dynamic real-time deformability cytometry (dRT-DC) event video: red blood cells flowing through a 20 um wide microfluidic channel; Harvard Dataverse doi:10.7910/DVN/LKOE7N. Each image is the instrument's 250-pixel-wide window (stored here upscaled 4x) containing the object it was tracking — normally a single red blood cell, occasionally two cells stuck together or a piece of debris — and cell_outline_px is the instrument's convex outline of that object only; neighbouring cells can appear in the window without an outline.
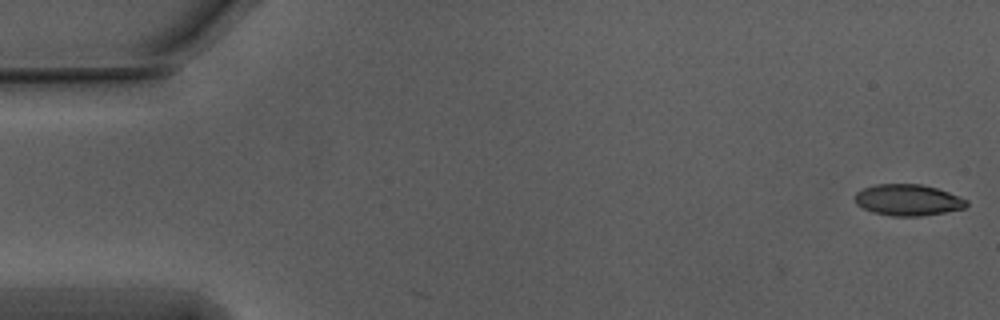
{"species": "Egyptian fruit bat (a non-hibernating species)", "species_latin": "Rousettus aegyptiacus", "temperature_condition": "warm", "stored_images_in_passage": 2, "camera_frame_rate_fps": 3000, "um_per_image_px": 0.085, "animal": {"sex": "male"}, "frame": {"image": 1, "passage_image": 2, "time_ms": 0.333, "image_size_px": [1000, 320], "cell_outline_px": [[968, 204], [964, 208], [944, 212], [920, 216], [892, 216], [872, 212], [856, 204], [856, 192], [864, 188], [876, 184], [920, 184], [936, 188], [960, 196], [968, 200]], "centroid_in_image_um": [77.19, 17.0], "position_along_channel_um": 7.8, "area_um2": 20.23}}